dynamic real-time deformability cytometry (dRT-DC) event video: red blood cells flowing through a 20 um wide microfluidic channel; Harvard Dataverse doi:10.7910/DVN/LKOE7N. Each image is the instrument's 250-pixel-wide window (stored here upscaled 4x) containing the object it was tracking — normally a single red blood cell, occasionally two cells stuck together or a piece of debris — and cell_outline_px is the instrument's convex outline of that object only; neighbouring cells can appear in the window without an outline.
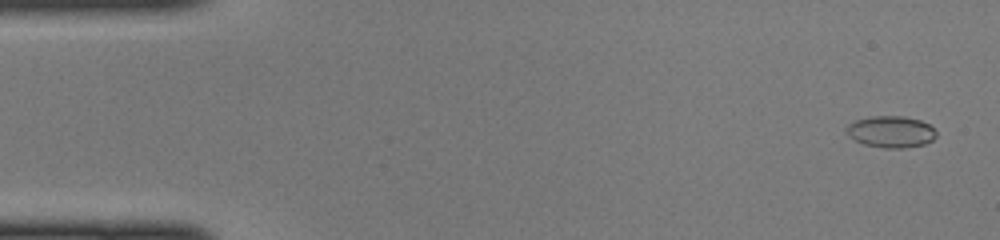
{"species": "common noctule bat (a hibernating species)", "species_latin": "Nyctalus noctula", "temperature_condition": "cold", "stored_images_in_passage": 46, "camera_frame_rate_fps": 3000, "um_per_image_px": 0.085, "animal": {"sex": "female", "body_mass_g": 22.0, "forearm_length_mm": 56.7}, "frame": {"image": 1, "passage_image": 1, "time_ms": 0.0, "image_size_px": [1000, 240], "cell_outline_px": [[936, 136], [932, 140], [924, 144], [904, 148], [884, 148], [864, 144], [848, 136], [844, 132], [844, 128], [848, 124], [856, 120], [872, 116], [904, 116], [920, 120], [928, 124], [936, 132]], "centroid_in_image_um": [75.69, 11.2], "position_along_channel_um": 9.3, "area_um2": 16.59}}
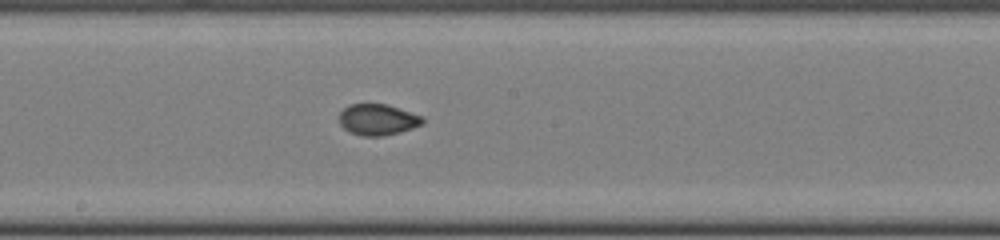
{"frame": {"image": 2, "passage_image": 24, "time_ms": 7.667, "image_size_px": [1000, 240], "cell_outline_px": [[424, 124], [400, 132], [380, 136], [360, 136], [348, 132], [340, 124], [340, 112], [348, 104], [388, 104], [420, 116], [424, 120]], "centroid_in_image_um": [32.08, 10.17], "position_along_channel_um": 216.1, "area_um2": 15.09}}
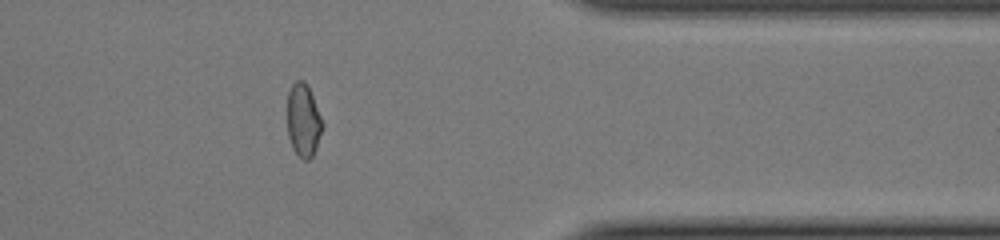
{"frame": {"image": 3, "passage_image": 37, "time_ms": 12.0, "image_size_px": [1000, 240], "cell_outline_px": [[324, 124], [316, 148], [312, 156], [308, 160], [304, 160], [292, 148], [288, 136], [288, 92], [292, 84], [296, 80], [304, 80], [308, 84]], "centroid_in_image_um": [25.79, 10.2], "position_along_channel_um": 385.6, "area_um2": 14.97}}